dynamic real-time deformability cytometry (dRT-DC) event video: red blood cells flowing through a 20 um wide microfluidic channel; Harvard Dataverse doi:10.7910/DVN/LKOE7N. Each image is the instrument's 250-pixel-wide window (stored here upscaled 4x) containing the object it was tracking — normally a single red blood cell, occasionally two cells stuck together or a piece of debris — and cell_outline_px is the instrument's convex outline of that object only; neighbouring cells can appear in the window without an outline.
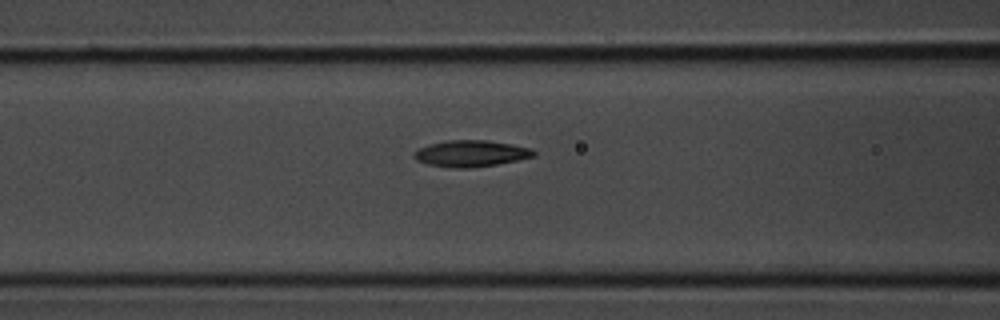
{"species": "common noctule bat (a hibernating species)", "species_latin": "Nyctalus noctula", "temperature_condition": "room temperature", "stored_images_in_passage": 4, "camera_frame_rate_fps": 3000, "um_per_image_px": 0.085, "animal": {"sex": "male", "body_mass_g": 20.1, "forearm_length_mm": 53.5}, "frame": {"image": 1, "passage_image": 4, "time_ms": 1.0, "image_size_px": [1000, 320], "cell_outline_px": [[536, 156], [496, 164], [468, 168], [452, 168], [428, 164], [416, 160], [412, 156], [412, 152], [420, 148], [432, 144], [448, 140], [484, 140], [532, 148], [536, 152]], "centroid_in_image_um": [40.01, 13.05], "position_along_channel_um": 126.6, "area_um2": 18.21}}